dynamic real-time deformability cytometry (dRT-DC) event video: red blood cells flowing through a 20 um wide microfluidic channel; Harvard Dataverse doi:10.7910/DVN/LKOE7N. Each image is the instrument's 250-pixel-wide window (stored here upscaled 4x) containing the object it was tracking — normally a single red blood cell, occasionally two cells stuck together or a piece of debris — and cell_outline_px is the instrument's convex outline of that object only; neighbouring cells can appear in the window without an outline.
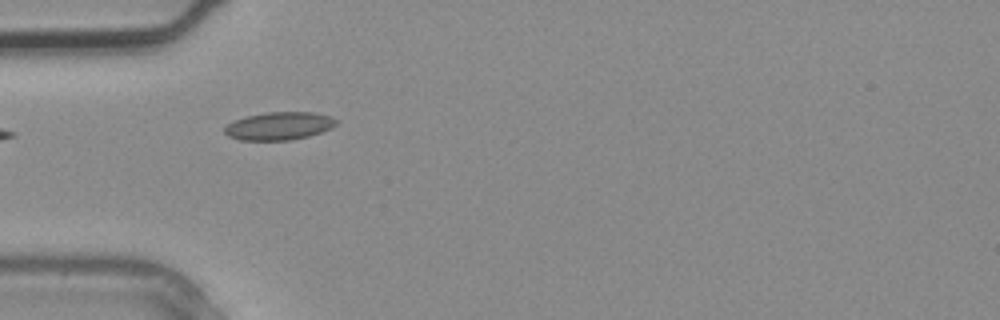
{"species": "common noctule bat (a hibernating species)", "species_latin": "Nyctalus noctula", "temperature_condition": "warm", "stored_images_in_passage": 3, "camera_frame_rate_fps": 3000, "um_per_image_px": 0.085, "animal": {"sex": "male", "body_mass_g": 20.4}, "frame": {"image": 1, "passage_image": 3, "time_ms": 0.667, "image_size_px": [1000, 320], "cell_outline_px": [[336, 124], [332, 128], [308, 136], [288, 140], [240, 140], [228, 136], [224, 132], [224, 128], [228, 124], [236, 120], [248, 116], [268, 112], [312, 112], [332, 116], [336, 120]], "centroid_in_image_um": [23.73, 10.7], "position_along_channel_um": 61.3, "area_um2": 17.98}}